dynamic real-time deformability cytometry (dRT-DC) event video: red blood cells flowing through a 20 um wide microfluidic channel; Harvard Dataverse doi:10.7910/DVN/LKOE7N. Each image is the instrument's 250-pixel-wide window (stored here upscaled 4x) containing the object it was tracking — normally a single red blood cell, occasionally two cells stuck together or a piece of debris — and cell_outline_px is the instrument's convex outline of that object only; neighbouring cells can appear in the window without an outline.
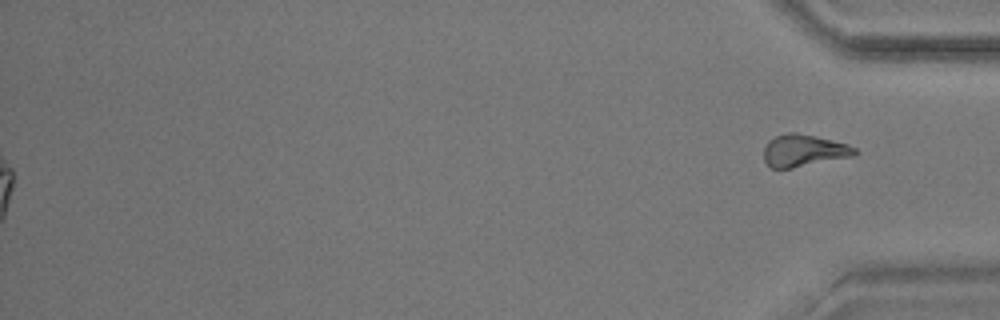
{"species": "common noctule bat (a hibernating species)", "species_latin": "Nyctalus noctula", "temperature_condition": "warm", "stored_images_in_passage": 56, "segment_of_instrument_passage": [2, 2], "camera_frame_rate_fps": 3000, "um_per_image_px": 0.085, "animal": {"sex": "male", "body_mass_g": 17.9}, "frame": {"image": 1, "passage_image": 56, "time_ms": 18.333, "image_size_px": [1000, 320], "cell_outline_px": [[860, 152], [856, 156], [792, 168], [772, 168], [764, 160], [764, 148], [768, 140], [776, 136], [788, 132], [796, 132], [816, 136], [848, 144], [856, 148]], "centroid_in_image_um": [68.36, 12.79], "position_along_channel_um": 366.8, "area_um2": 17.22}}